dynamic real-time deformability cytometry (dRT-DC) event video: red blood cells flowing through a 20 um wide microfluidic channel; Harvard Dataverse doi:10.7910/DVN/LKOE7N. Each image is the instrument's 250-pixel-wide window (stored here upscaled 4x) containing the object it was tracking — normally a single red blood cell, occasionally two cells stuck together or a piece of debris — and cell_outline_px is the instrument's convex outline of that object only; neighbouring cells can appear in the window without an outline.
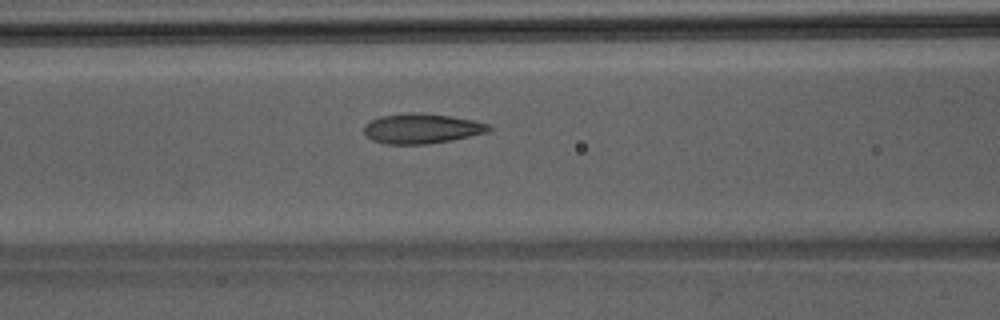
{"species": "Egyptian fruit bat (a non-hibernating species)", "species_latin": "Rousettus aegyptiacus", "temperature_condition": "room temperature", "stored_images_in_passage": 35, "camera_frame_rate_fps": 3000, "um_per_image_px": 0.085, "animal": {"sex": "male"}, "frame": {"image": 1, "passage_image": 7, "time_ms": 2.0, "image_size_px": [1000, 320], "cell_outline_px": [[492, 128], [488, 132], [452, 140], [428, 144], [384, 144], [372, 140], [364, 132], [364, 124], [380, 116], [408, 112], [412, 112], [452, 116], [472, 120], [488, 124]], "centroid_in_image_um": [35.83, 10.93], "position_along_channel_um": 130.8, "area_um2": 21.79}}
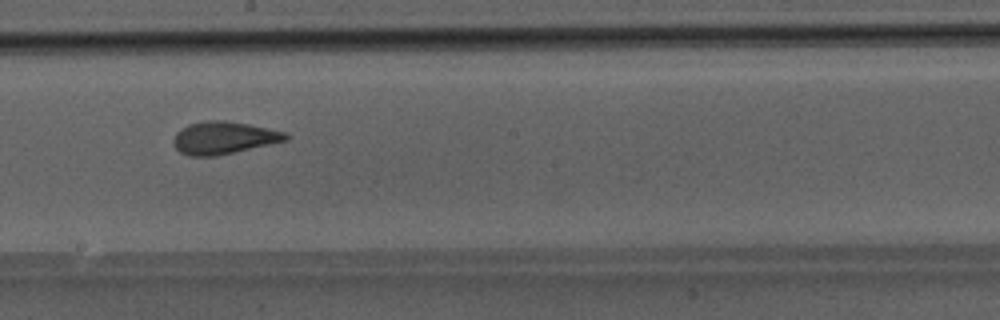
{"frame": {"image": 2, "passage_image": 14, "time_ms": 4.333, "image_size_px": [1000, 320], "cell_outline_px": [[288, 140], [216, 156], [188, 156], [180, 152], [172, 144], [172, 140], [176, 132], [180, 128], [188, 124], [208, 120], [224, 120], [248, 124], [268, 128], [284, 132], [288, 136]], "centroid_in_image_um": [18.96, 11.71], "position_along_channel_um": 229.2, "area_um2": 21.27}}
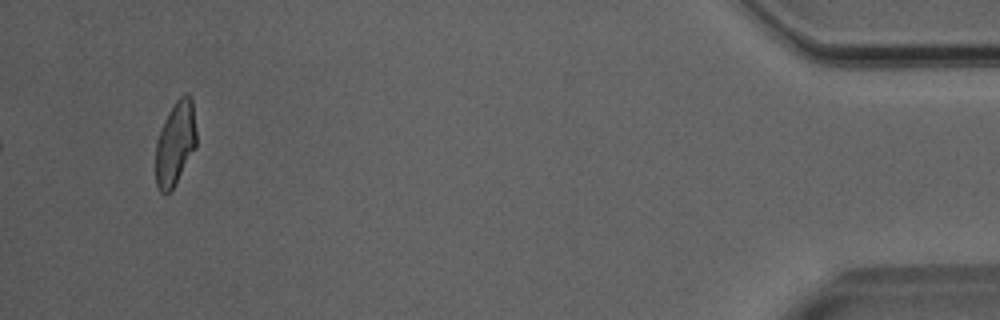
{"frame": {"image": 3, "passage_image": 33, "time_ms": 10.667, "image_size_px": [1000, 320], "cell_outline_px": [[196, 148], [172, 188], [168, 192], [160, 192], [156, 188], [156, 144], [164, 120], [168, 112], [176, 100], [184, 92], [188, 92], [192, 100], [196, 132]], "centroid_in_image_um": [14.91, 12.15], "position_along_channel_um": 420.3, "area_um2": 19.77}}